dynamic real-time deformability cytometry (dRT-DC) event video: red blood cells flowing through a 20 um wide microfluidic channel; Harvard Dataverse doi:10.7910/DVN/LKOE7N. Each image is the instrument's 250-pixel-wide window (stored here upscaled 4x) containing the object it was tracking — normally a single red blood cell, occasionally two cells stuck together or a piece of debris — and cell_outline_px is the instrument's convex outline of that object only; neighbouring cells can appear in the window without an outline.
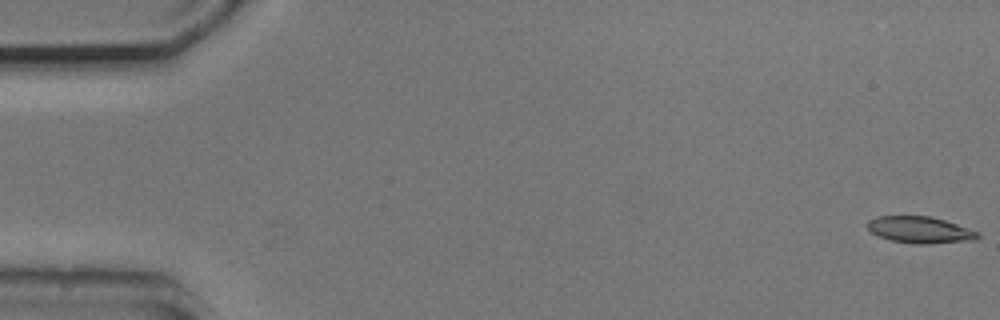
{"species": "common noctule bat (a hibernating species)", "species_latin": "Nyctalus noctula", "temperature_condition": "cold", "stored_images_in_passage": 20, "camera_frame_rate_fps": 3000, "um_per_image_px": 0.085, "animal": {"sex": "male", "body_mass_g": 20.5, "forearm_length_mm": 52.5}, "frame": {"image": 1, "passage_image": 1, "time_ms": 0.0, "image_size_px": [1000, 320], "cell_outline_px": [[980, 236], [976, 240], [928, 244], [912, 244], [888, 240], [872, 232], [868, 228], [868, 220], [876, 216], [932, 216], [980, 232]], "centroid_in_image_um": [78.22, 19.54], "position_along_channel_um": 6.8, "area_um2": 17.22}}
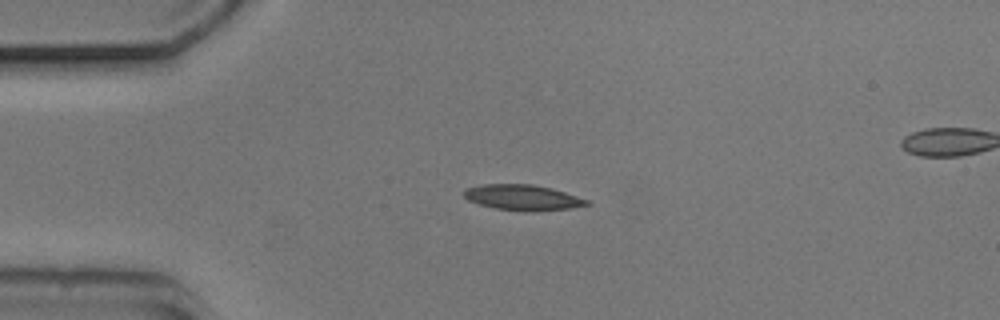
{"frame": {"image": 2, "passage_image": 13, "time_ms": 4.0, "image_size_px": [1000, 320], "cell_outline_px": [[592, 204], [568, 208], [532, 212], [496, 208], [480, 204], [468, 200], [464, 196], [464, 192], [468, 188], [480, 184], [532, 184], [552, 188], [588, 200]], "centroid_in_image_um": [44.44, 16.78], "position_along_channel_um": 40.6, "area_um2": 18.09}}